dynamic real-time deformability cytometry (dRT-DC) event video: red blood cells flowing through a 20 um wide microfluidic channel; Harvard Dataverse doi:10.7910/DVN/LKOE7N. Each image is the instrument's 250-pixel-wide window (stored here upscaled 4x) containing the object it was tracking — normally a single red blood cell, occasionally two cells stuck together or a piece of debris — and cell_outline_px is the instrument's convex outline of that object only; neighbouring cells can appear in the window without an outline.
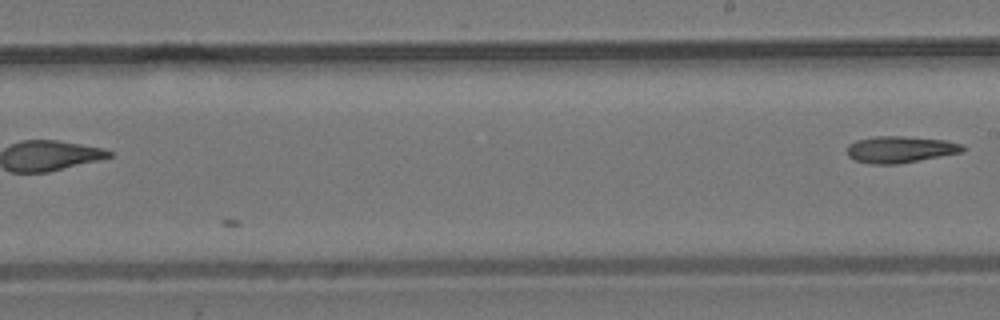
{"species": "common noctule bat (a hibernating species)", "species_latin": "Nyctalus noctula", "temperature_condition": "room temperature", "stored_images_in_passage": 19, "segment_of_instrument_passage": [2, 2], "camera_frame_rate_fps": 3000, "um_per_image_px": 0.085, "animal": {"sex": "male", "body_mass_g": 19.2, "forearm_length_mm": 51.8}, "frame": {"image": 1, "passage_image": 19, "time_ms": 6.0, "image_size_px": [1000, 320], "cell_outline_px": [[964, 152], [900, 164], [872, 164], [856, 160], [848, 156], [848, 144], [856, 140], [876, 136], [904, 136], [948, 140], [964, 144]], "centroid_in_image_um": [76.57, 12.7], "position_along_channel_um": 212.4, "area_um2": 18.15}}